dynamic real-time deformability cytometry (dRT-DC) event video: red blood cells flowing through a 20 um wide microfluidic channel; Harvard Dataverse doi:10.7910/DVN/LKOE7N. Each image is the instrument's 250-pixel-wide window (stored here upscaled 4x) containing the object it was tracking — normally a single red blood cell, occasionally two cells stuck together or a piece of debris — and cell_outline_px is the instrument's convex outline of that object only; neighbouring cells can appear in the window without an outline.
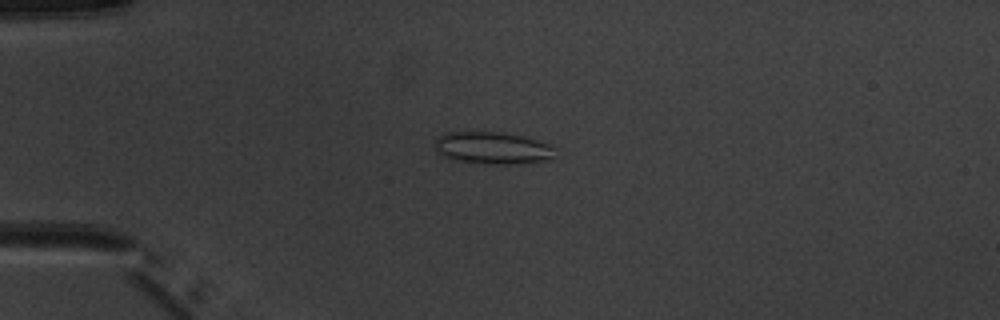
{"species": "common noctule bat (a hibernating species)", "species_latin": "Nyctalus noctula", "temperature_condition": "warm", "stored_images_in_passage": 5, "camera_frame_rate_fps": 3000, "um_per_image_px": 0.085, "animal": {"sex": "male", "body_mass_g": 20.1, "forearm_length_mm": 53.5}, "frame": {"image": 1, "passage_image": 2, "time_ms": 1.333, "image_size_px": [1000, 320], "cell_outline_px": [[556, 148], [552, 156], [548, 160], [520, 164], [480, 164], [452, 160], [436, 152], [436, 136], [444, 132], [504, 132], [524, 136], [548, 144]], "centroid_in_image_um": [41.84, 12.58], "position_along_channel_um": 43.2, "area_um2": 22.89}}
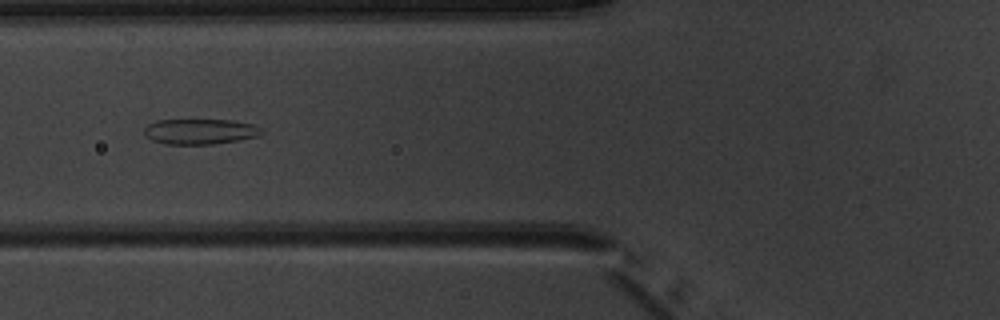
{"frame": {"image": 2, "passage_image": 4, "time_ms": 3.667, "image_size_px": [1000, 320], "cell_outline_px": [[264, 132], [256, 136], [236, 140], [212, 144], [164, 144], [152, 140], [144, 136], [144, 128], [148, 124], [156, 120], [232, 120], [252, 124], [264, 128]], "centroid_in_image_um": [16.98, 11.17], "position_along_channel_um": 108.8, "area_um2": 17.4}}